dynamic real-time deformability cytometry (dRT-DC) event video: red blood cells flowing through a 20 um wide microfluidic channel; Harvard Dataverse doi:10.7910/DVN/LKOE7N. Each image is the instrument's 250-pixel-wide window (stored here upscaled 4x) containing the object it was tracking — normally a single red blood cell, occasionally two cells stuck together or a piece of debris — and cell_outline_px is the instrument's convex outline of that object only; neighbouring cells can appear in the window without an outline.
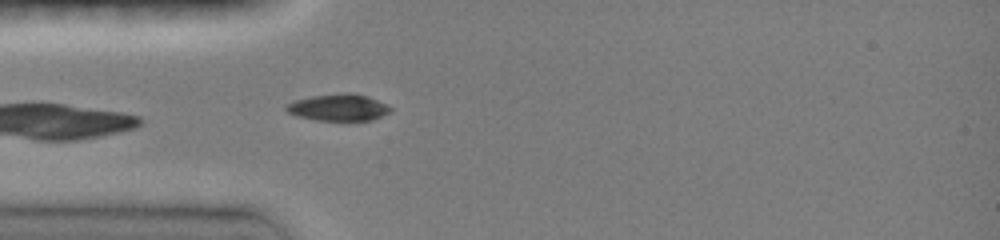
{"species": "common noctule bat (a hibernating species)", "species_latin": "Nyctalus noctula", "temperature_condition": "room temperature", "stored_images_in_passage": 8, "camera_frame_rate_fps": 3000, "um_per_image_px": 0.085, "animal": {"sex": "female", "body_mass_g": 19.0, "forearm_length_mm": 51.5}, "frame": {"image": 1, "passage_image": 8, "time_ms": 4.333, "image_size_px": [1000, 240], "cell_outline_px": [[392, 112], [372, 120], [316, 120], [296, 116], [288, 112], [284, 108], [292, 100], [312, 96], [344, 92], [352, 92], [368, 96], [392, 108]], "centroid_in_image_um": [28.76, 9.12], "position_along_channel_um": 56.2, "area_um2": 16.36}}